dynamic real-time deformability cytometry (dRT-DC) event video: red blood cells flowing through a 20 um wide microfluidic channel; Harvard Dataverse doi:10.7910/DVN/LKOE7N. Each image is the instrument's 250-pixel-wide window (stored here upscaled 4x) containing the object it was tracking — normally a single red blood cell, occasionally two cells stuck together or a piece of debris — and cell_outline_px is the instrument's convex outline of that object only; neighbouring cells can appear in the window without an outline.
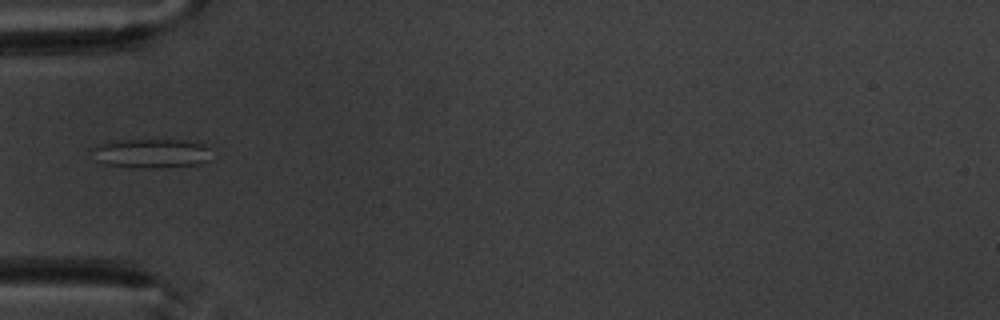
{"species": "common noctule bat (a hibernating species)", "species_latin": "Nyctalus noctula", "temperature_condition": "warm", "stored_images_in_passage": 5, "camera_frame_rate_fps": 3000, "um_per_image_px": 0.085, "animal": {"sex": "male", "body_mass_g": 20.1, "forearm_length_mm": 53.5}, "frame": {"image": 1, "passage_image": 4, "time_ms": 3.667, "image_size_px": [1000, 320], "cell_outline_px": [[208, 160], [200, 164], [140, 168], [104, 164], [96, 160], [96, 148], [100, 144], [116, 140], [184, 140], [204, 144], [208, 148]], "centroid_in_image_um": [12.89, 13.03], "position_along_channel_um": 72.1, "area_um2": 19.71}}
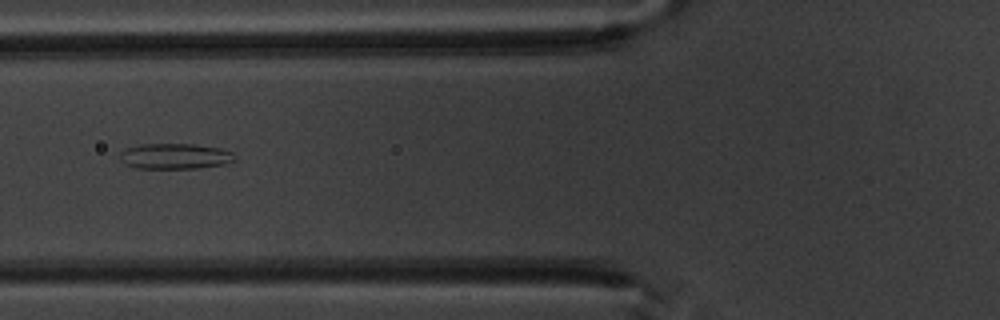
{"frame": {"image": 2, "passage_image": 5, "time_ms": 4.667, "image_size_px": [1000, 320], "cell_outline_px": [[236, 160], [224, 164], [200, 168], [136, 168], [124, 164], [120, 160], [120, 152], [128, 148], [140, 144], [192, 144], [220, 148], [232, 152], [236, 156]], "centroid_in_image_um": [14.88, 13.28], "position_along_channel_um": 110.9, "area_um2": 17.17}}